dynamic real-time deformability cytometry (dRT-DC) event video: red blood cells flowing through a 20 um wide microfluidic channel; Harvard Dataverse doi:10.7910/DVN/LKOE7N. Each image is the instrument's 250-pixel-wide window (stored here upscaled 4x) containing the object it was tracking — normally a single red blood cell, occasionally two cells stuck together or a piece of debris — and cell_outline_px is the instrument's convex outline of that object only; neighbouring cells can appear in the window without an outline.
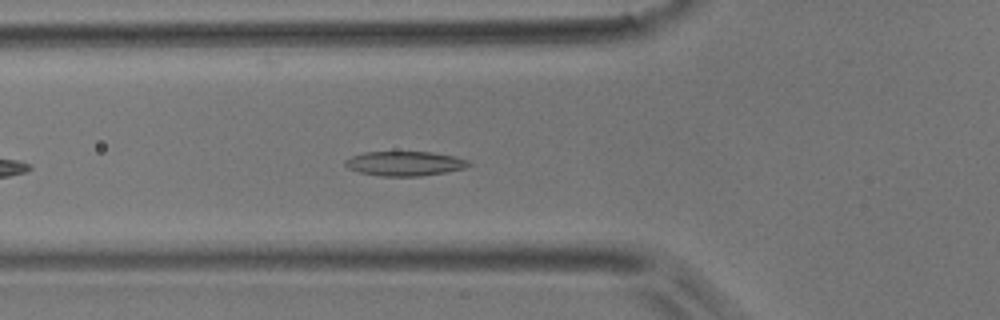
{"species": "common noctule bat (a hibernating species)", "species_latin": "Nyctalus noctula", "temperature_condition": "room temperature", "stored_images_in_passage": 14, "camera_frame_rate_fps": 3000, "um_per_image_px": 0.085, "animal": {"sex": "male", "body_mass_g": 17.9}, "frame": {"image": 1, "passage_image": 8, "time_ms": 2.333, "image_size_px": [1000, 320], "cell_outline_px": [[472, 164], [464, 168], [444, 172], [420, 176], [380, 176], [360, 172], [348, 168], [344, 164], [344, 160], [352, 156], [364, 152], [432, 152], [456, 156], [468, 160]], "centroid_in_image_um": [34.4, 13.89], "position_along_channel_um": 91.4, "area_um2": 17.63}}